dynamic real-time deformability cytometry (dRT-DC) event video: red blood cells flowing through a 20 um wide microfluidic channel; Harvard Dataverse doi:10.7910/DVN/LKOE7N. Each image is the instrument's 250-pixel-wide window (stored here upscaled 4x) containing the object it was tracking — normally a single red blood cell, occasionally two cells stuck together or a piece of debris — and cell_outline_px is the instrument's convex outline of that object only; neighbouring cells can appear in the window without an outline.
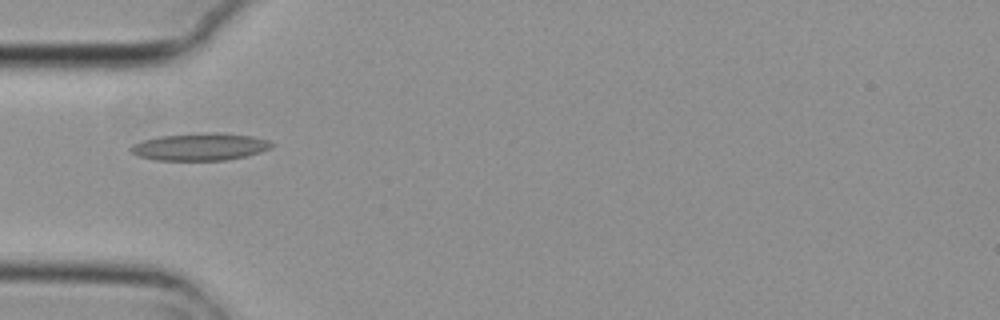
{"species": "common noctule bat (a hibernating species)", "species_latin": "Nyctalus noctula", "temperature_condition": "cold", "stored_images_in_passage": 6, "camera_frame_rate_fps": 3000, "um_per_image_px": 0.085, "animal": {"sex": "female", "body_mass_g": 29.2, "forearm_length_mm": 56.3}, "frame": {"image": 1, "passage_image": 1, "time_ms": 0.0, "image_size_px": [1000, 320], "cell_outline_px": [[276, 144], [272, 148], [260, 152], [228, 160], [156, 160], [140, 156], [132, 152], [128, 148], [132, 144], [144, 140], [160, 136], [208, 132], [220, 132], [252, 136], [268, 140]], "centroid_in_image_um": [17.04, 12.47], "position_along_channel_um": 68.0, "area_um2": 22.48}}
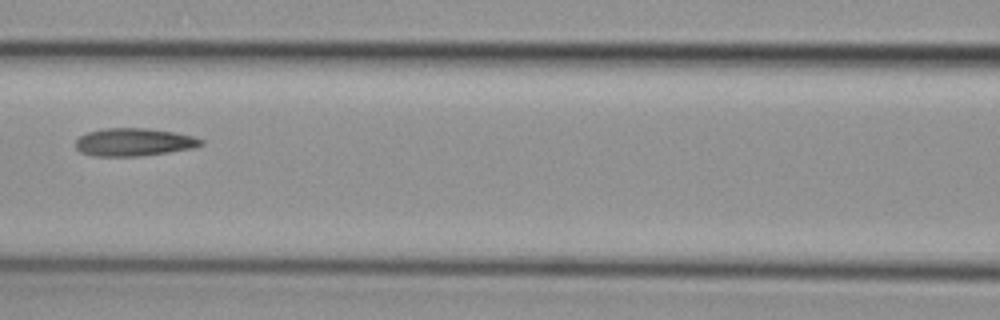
{"frame": {"image": 2, "passage_image": 3, "time_ms": 0.667, "image_size_px": [1000, 320], "cell_outline_px": [[204, 144], [192, 148], [168, 152], [140, 156], [92, 156], [80, 152], [76, 148], [76, 140], [80, 136], [88, 132], [104, 128], [148, 128], [176, 132], [192, 136], [204, 140]], "centroid_in_image_um": [11.38, 12.08], "position_along_channel_um": 155.2, "area_um2": 20.4}}
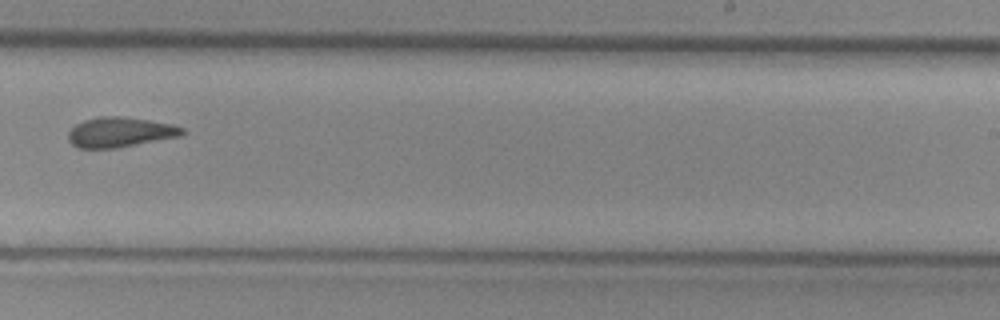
{"frame": {"image": 3, "passage_image": 6, "time_ms": 1.667, "image_size_px": [1000, 320], "cell_outline_px": [[184, 136], [116, 148], [76, 148], [68, 140], [68, 132], [76, 124], [84, 120], [100, 116], [120, 116], [148, 120], [172, 124], [184, 128]], "centroid_in_image_um": [10.22, 11.24], "position_along_channel_um": 278.8, "area_um2": 20.06}}